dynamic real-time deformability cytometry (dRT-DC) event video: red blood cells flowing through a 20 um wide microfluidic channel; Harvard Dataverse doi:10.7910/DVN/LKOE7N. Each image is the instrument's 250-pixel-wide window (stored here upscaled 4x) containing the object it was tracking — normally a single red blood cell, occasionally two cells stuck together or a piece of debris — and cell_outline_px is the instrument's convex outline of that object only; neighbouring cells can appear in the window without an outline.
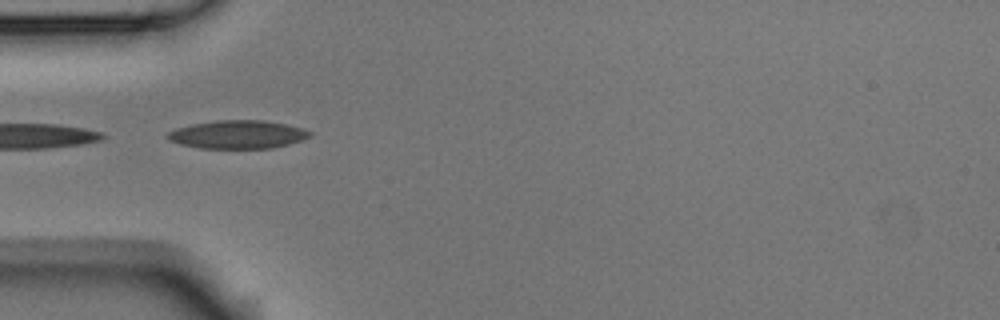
{"species": "Egyptian fruit bat (a non-hibernating species)", "species_latin": "Rousettus aegyptiacus", "temperature_condition": "room temperature", "stored_images_in_passage": 4, "camera_frame_rate_fps": 3000, "um_per_image_px": 0.085, "animal": {"sex": "male"}, "frame": {"image": 1, "passage_image": 2, "time_ms": 0.333, "image_size_px": [1000, 320], "cell_outline_px": [[312, 136], [288, 144], [272, 148], [200, 148], [180, 144], [168, 140], [164, 136], [168, 132], [176, 128], [192, 124], [216, 120], [264, 120], [284, 124], [300, 128], [312, 132]], "centroid_in_image_um": [20.16, 11.43], "position_along_channel_um": 64.8, "area_um2": 23.35}}
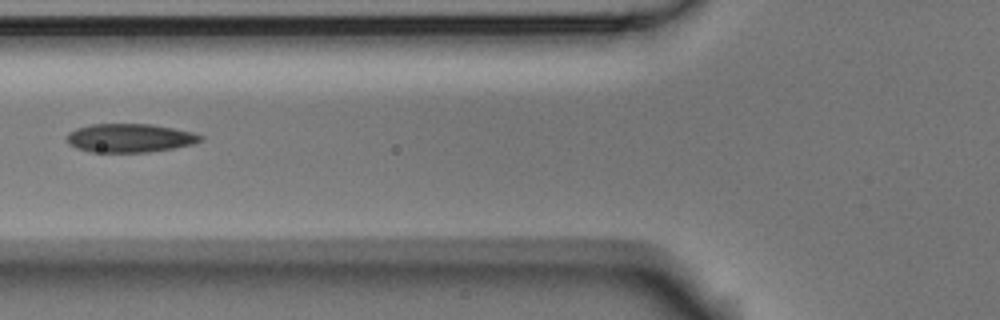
{"frame": {"image": 2, "passage_image": 3, "time_ms": 0.667, "image_size_px": [1000, 320], "cell_outline_px": [[204, 140], [192, 144], [172, 148], [148, 152], [92, 152], [76, 148], [68, 144], [68, 132], [76, 128], [92, 124], [152, 124], [192, 132], [204, 136]], "centroid_in_image_um": [11.03, 11.73], "position_along_channel_um": 114.8, "area_um2": 22.25}}
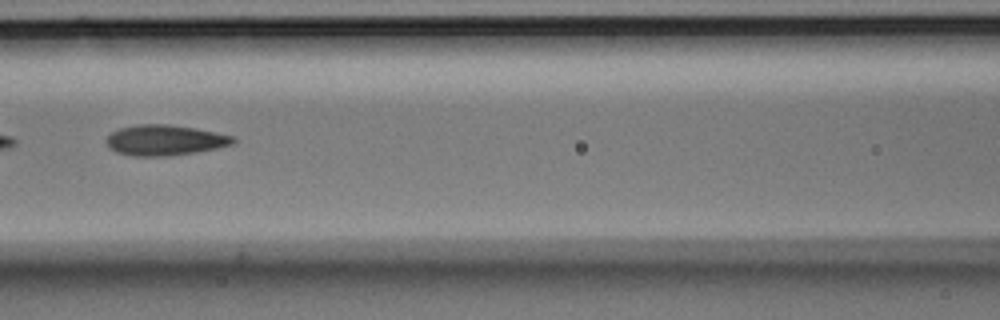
{"frame": {"image": 3, "passage_image": 4, "time_ms": 1.0, "image_size_px": [1000, 320], "cell_outline_px": [[236, 144], [196, 152], [168, 156], [132, 156], [116, 152], [104, 140], [112, 132], [120, 128], [136, 124], [168, 124], [196, 128], [232, 136], [236, 140]], "centroid_in_image_um": [14.02, 11.91], "position_along_channel_um": 152.6, "area_um2": 22.54}}